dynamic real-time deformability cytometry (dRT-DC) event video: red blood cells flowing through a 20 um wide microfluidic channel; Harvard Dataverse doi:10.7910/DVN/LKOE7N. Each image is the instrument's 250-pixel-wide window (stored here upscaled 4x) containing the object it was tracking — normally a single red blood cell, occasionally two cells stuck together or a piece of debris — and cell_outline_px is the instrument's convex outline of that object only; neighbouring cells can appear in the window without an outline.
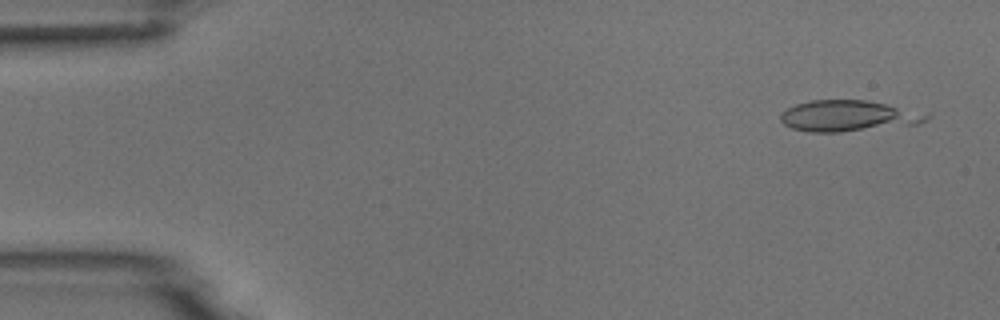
{"species": "common noctule bat (a hibernating species)", "species_latin": "Nyctalus noctula", "temperature_condition": "room temperature", "stored_images_in_passage": 5, "camera_frame_rate_fps": 3000, "um_per_image_px": 0.085, "animal": {"sex": "male", "body_mass_g": 18.8}, "frame": {"image": 1, "passage_image": 1, "time_ms": 0.0, "image_size_px": [1000, 320], "cell_outline_px": [[932, 116], [920, 124], [840, 132], [808, 132], [792, 128], [784, 124], [780, 120], [780, 116], [788, 108], [796, 104], [812, 100], [868, 100], [932, 112]], "centroid_in_image_um": [72.23, 9.85], "position_along_channel_um": 12.8, "area_um2": 26.88}}